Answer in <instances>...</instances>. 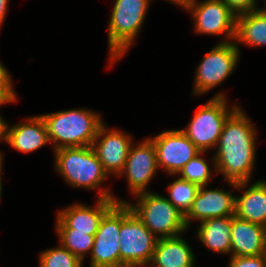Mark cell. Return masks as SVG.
<instances>
[{"label":"cell","mask_w":266,"mask_h":267,"mask_svg":"<svg viewBox=\"0 0 266 267\" xmlns=\"http://www.w3.org/2000/svg\"><path fill=\"white\" fill-rule=\"evenodd\" d=\"M265 254V227L231 216V256Z\"/></svg>","instance_id":"obj_18"},{"label":"cell","mask_w":266,"mask_h":267,"mask_svg":"<svg viewBox=\"0 0 266 267\" xmlns=\"http://www.w3.org/2000/svg\"><path fill=\"white\" fill-rule=\"evenodd\" d=\"M55 171L72 188L97 191V199H114L116 202L127 200L117 198L112 188L104 187L109 177L99 161L92 146L66 147L53 151Z\"/></svg>","instance_id":"obj_2"},{"label":"cell","mask_w":266,"mask_h":267,"mask_svg":"<svg viewBox=\"0 0 266 267\" xmlns=\"http://www.w3.org/2000/svg\"><path fill=\"white\" fill-rule=\"evenodd\" d=\"M122 202H116L103 216L90 254L89 267H120V236Z\"/></svg>","instance_id":"obj_10"},{"label":"cell","mask_w":266,"mask_h":267,"mask_svg":"<svg viewBox=\"0 0 266 267\" xmlns=\"http://www.w3.org/2000/svg\"><path fill=\"white\" fill-rule=\"evenodd\" d=\"M18 94L15 89H0V107L9 103H16Z\"/></svg>","instance_id":"obj_29"},{"label":"cell","mask_w":266,"mask_h":267,"mask_svg":"<svg viewBox=\"0 0 266 267\" xmlns=\"http://www.w3.org/2000/svg\"><path fill=\"white\" fill-rule=\"evenodd\" d=\"M228 262V267H266V254L247 257L231 256Z\"/></svg>","instance_id":"obj_26"},{"label":"cell","mask_w":266,"mask_h":267,"mask_svg":"<svg viewBox=\"0 0 266 267\" xmlns=\"http://www.w3.org/2000/svg\"><path fill=\"white\" fill-rule=\"evenodd\" d=\"M152 0H114L108 21V66L121 60L142 31ZM113 65V66H112Z\"/></svg>","instance_id":"obj_4"},{"label":"cell","mask_w":266,"mask_h":267,"mask_svg":"<svg viewBox=\"0 0 266 267\" xmlns=\"http://www.w3.org/2000/svg\"><path fill=\"white\" fill-rule=\"evenodd\" d=\"M7 124L8 121H6L0 113V141H6Z\"/></svg>","instance_id":"obj_31"},{"label":"cell","mask_w":266,"mask_h":267,"mask_svg":"<svg viewBox=\"0 0 266 267\" xmlns=\"http://www.w3.org/2000/svg\"><path fill=\"white\" fill-rule=\"evenodd\" d=\"M235 44L239 50L241 44L266 47V13L259 9L236 15Z\"/></svg>","instance_id":"obj_21"},{"label":"cell","mask_w":266,"mask_h":267,"mask_svg":"<svg viewBox=\"0 0 266 267\" xmlns=\"http://www.w3.org/2000/svg\"><path fill=\"white\" fill-rule=\"evenodd\" d=\"M198 35L220 36V43L235 41L236 15L223 0H192L185 9Z\"/></svg>","instance_id":"obj_9"},{"label":"cell","mask_w":266,"mask_h":267,"mask_svg":"<svg viewBox=\"0 0 266 267\" xmlns=\"http://www.w3.org/2000/svg\"><path fill=\"white\" fill-rule=\"evenodd\" d=\"M230 188H209V185L199 186L193 205L185 216V223L189 230L194 222L200 223L208 218L227 217L235 215L237 183L225 181Z\"/></svg>","instance_id":"obj_13"},{"label":"cell","mask_w":266,"mask_h":267,"mask_svg":"<svg viewBox=\"0 0 266 267\" xmlns=\"http://www.w3.org/2000/svg\"><path fill=\"white\" fill-rule=\"evenodd\" d=\"M0 61V89H15L12 74Z\"/></svg>","instance_id":"obj_28"},{"label":"cell","mask_w":266,"mask_h":267,"mask_svg":"<svg viewBox=\"0 0 266 267\" xmlns=\"http://www.w3.org/2000/svg\"><path fill=\"white\" fill-rule=\"evenodd\" d=\"M54 229L58 237L57 242L84 263L86 257L91 254L94 244V235H89V232L76 231V229L73 228Z\"/></svg>","instance_id":"obj_23"},{"label":"cell","mask_w":266,"mask_h":267,"mask_svg":"<svg viewBox=\"0 0 266 267\" xmlns=\"http://www.w3.org/2000/svg\"><path fill=\"white\" fill-rule=\"evenodd\" d=\"M224 91H217L199 105L188 125L180 129L200 151H214L227 118L240 106L230 105Z\"/></svg>","instance_id":"obj_5"},{"label":"cell","mask_w":266,"mask_h":267,"mask_svg":"<svg viewBox=\"0 0 266 267\" xmlns=\"http://www.w3.org/2000/svg\"><path fill=\"white\" fill-rule=\"evenodd\" d=\"M183 236L158 239L147 267H196V255Z\"/></svg>","instance_id":"obj_19"},{"label":"cell","mask_w":266,"mask_h":267,"mask_svg":"<svg viewBox=\"0 0 266 267\" xmlns=\"http://www.w3.org/2000/svg\"><path fill=\"white\" fill-rule=\"evenodd\" d=\"M157 155L153 141L147 137L137 144L133 142L128 158L119 177H125L128 192L133 196L151 191L149 183L158 173Z\"/></svg>","instance_id":"obj_11"},{"label":"cell","mask_w":266,"mask_h":267,"mask_svg":"<svg viewBox=\"0 0 266 267\" xmlns=\"http://www.w3.org/2000/svg\"><path fill=\"white\" fill-rule=\"evenodd\" d=\"M41 116L46 122L52 151L92 146L99 128L105 122L101 113L87 107L42 113Z\"/></svg>","instance_id":"obj_3"},{"label":"cell","mask_w":266,"mask_h":267,"mask_svg":"<svg viewBox=\"0 0 266 267\" xmlns=\"http://www.w3.org/2000/svg\"><path fill=\"white\" fill-rule=\"evenodd\" d=\"M133 140L132 134L108 128L105 122L99 128L92 148L110 177H118L124 169Z\"/></svg>","instance_id":"obj_14"},{"label":"cell","mask_w":266,"mask_h":267,"mask_svg":"<svg viewBox=\"0 0 266 267\" xmlns=\"http://www.w3.org/2000/svg\"><path fill=\"white\" fill-rule=\"evenodd\" d=\"M55 247L40 252L39 267H84V263L63 247L59 242Z\"/></svg>","instance_id":"obj_25"},{"label":"cell","mask_w":266,"mask_h":267,"mask_svg":"<svg viewBox=\"0 0 266 267\" xmlns=\"http://www.w3.org/2000/svg\"><path fill=\"white\" fill-rule=\"evenodd\" d=\"M228 7L235 13L239 15L246 12H251L259 10L258 0H223Z\"/></svg>","instance_id":"obj_27"},{"label":"cell","mask_w":266,"mask_h":267,"mask_svg":"<svg viewBox=\"0 0 266 267\" xmlns=\"http://www.w3.org/2000/svg\"><path fill=\"white\" fill-rule=\"evenodd\" d=\"M265 6V7H264ZM264 6L260 7L259 9L263 12L266 13V0H264Z\"/></svg>","instance_id":"obj_35"},{"label":"cell","mask_w":266,"mask_h":267,"mask_svg":"<svg viewBox=\"0 0 266 267\" xmlns=\"http://www.w3.org/2000/svg\"><path fill=\"white\" fill-rule=\"evenodd\" d=\"M119 236L120 267H147L158 239L125 202H122Z\"/></svg>","instance_id":"obj_7"},{"label":"cell","mask_w":266,"mask_h":267,"mask_svg":"<svg viewBox=\"0 0 266 267\" xmlns=\"http://www.w3.org/2000/svg\"><path fill=\"white\" fill-rule=\"evenodd\" d=\"M251 182L237 183L241 195L236 194L235 215L266 227V179Z\"/></svg>","instance_id":"obj_17"},{"label":"cell","mask_w":266,"mask_h":267,"mask_svg":"<svg viewBox=\"0 0 266 267\" xmlns=\"http://www.w3.org/2000/svg\"><path fill=\"white\" fill-rule=\"evenodd\" d=\"M133 197L135 202L125 203L157 239L176 237L188 231L185 216L166 196L149 191Z\"/></svg>","instance_id":"obj_6"},{"label":"cell","mask_w":266,"mask_h":267,"mask_svg":"<svg viewBox=\"0 0 266 267\" xmlns=\"http://www.w3.org/2000/svg\"><path fill=\"white\" fill-rule=\"evenodd\" d=\"M240 55L235 41L216 43L196 66L192 96L200 97L224 83L236 70Z\"/></svg>","instance_id":"obj_8"},{"label":"cell","mask_w":266,"mask_h":267,"mask_svg":"<svg viewBox=\"0 0 266 267\" xmlns=\"http://www.w3.org/2000/svg\"><path fill=\"white\" fill-rule=\"evenodd\" d=\"M164 1L170 2L177 7L179 6L180 9H183L185 11L186 7L192 0H164Z\"/></svg>","instance_id":"obj_32"},{"label":"cell","mask_w":266,"mask_h":267,"mask_svg":"<svg viewBox=\"0 0 266 267\" xmlns=\"http://www.w3.org/2000/svg\"><path fill=\"white\" fill-rule=\"evenodd\" d=\"M265 254H266V227H265Z\"/></svg>","instance_id":"obj_36"},{"label":"cell","mask_w":266,"mask_h":267,"mask_svg":"<svg viewBox=\"0 0 266 267\" xmlns=\"http://www.w3.org/2000/svg\"><path fill=\"white\" fill-rule=\"evenodd\" d=\"M6 144L23 154L51 145L46 122L41 114L29 116L12 125L7 124Z\"/></svg>","instance_id":"obj_16"},{"label":"cell","mask_w":266,"mask_h":267,"mask_svg":"<svg viewBox=\"0 0 266 267\" xmlns=\"http://www.w3.org/2000/svg\"><path fill=\"white\" fill-rule=\"evenodd\" d=\"M91 205L74 202L59 209L54 228H73L76 231L95 235L104 214L116 203L114 199H96Z\"/></svg>","instance_id":"obj_15"},{"label":"cell","mask_w":266,"mask_h":267,"mask_svg":"<svg viewBox=\"0 0 266 267\" xmlns=\"http://www.w3.org/2000/svg\"><path fill=\"white\" fill-rule=\"evenodd\" d=\"M9 10V0H0V30L4 24Z\"/></svg>","instance_id":"obj_30"},{"label":"cell","mask_w":266,"mask_h":267,"mask_svg":"<svg viewBox=\"0 0 266 267\" xmlns=\"http://www.w3.org/2000/svg\"><path fill=\"white\" fill-rule=\"evenodd\" d=\"M257 127L239 106L226 120L213 151L217 175L232 182L251 181L256 165Z\"/></svg>","instance_id":"obj_1"},{"label":"cell","mask_w":266,"mask_h":267,"mask_svg":"<svg viewBox=\"0 0 266 267\" xmlns=\"http://www.w3.org/2000/svg\"><path fill=\"white\" fill-rule=\"evenodd\" d=\"M196 231L194 237L209 251L231 257V216L203 220Z\"/></svg>","instance_id":"obj_20"},{"label":"cell","mask_w":266,"mask_h":267,"mask_svg":"<svg viewBox=\"0 0 266 267\" xmlns=\"http://www.w3.org/2000/svg\"><path fill=\"white\" fill-rule=\"evenodd\" d=\"M207 153V151H201L198 155L193 157L177 175L181 179L195 183L198 186L210 185L213 176L216 177L215 174H217V172L214 156L212 155L209 159H206L205 154Z\"/></svg>","instance_id":"obj_22"},{"label":"cell","mask_w":266,"mask_h":267,"mask_svg":"<svg viewBox=\"0 0 266 267\" xmlns=\"http://www.w3.org/2000/svg\"><path fill=\"white\" fill-rule=\"evenodd\" d=\"M168 176H174L175 179L166 186L165 190L167 191V194H169L166 198L174 207L186 216L193 205L199 186L195 183L181 179L178 175Z\"/></svg>","instance_id":"obj_24"},{"label":"cell","mask_w":266,"mask_h":267,"mask_svg":"<svg viewBox=\"0 0 266 267\" xmlns=\"http://www.w3.org/2000/svg\"><path fill=\"white\" fill-rule=\"evenodd\" d=\"M4 172L3 171H0V201H1V198H2V189H3V187H2V174H3Z\"/></svg>","instance_id":"obj_34"},{"label":"cell","mask_w":266,"mask_h":267,"mask_svg":"<svg viewBox=\"0 0 266 267\" xmlns=\"http://www.w3.org/2000/svg\"><path fill=\"white\" fill-rule=\"evenodd\" d=\"M159 170L167 175H177L201 151L180 129H168L153 137Z\"/></svg>","instance_id":"obj_12"},{"label":"cell","mask_w":266,"mask_h":267,"mask_svg":"<svg viewBox=\"0 0 266 267\" xmlns=\"http://www.w3.org/2000/svg\"><path fill=\"white\" fill-rule=\"evenodd\" d=\"M1 142L6 143V141H0V143ZM3 163H4V153L0 149V171H3L4 170Z\"/></svg>","instance_id":"obj_33"}]
</instances>
